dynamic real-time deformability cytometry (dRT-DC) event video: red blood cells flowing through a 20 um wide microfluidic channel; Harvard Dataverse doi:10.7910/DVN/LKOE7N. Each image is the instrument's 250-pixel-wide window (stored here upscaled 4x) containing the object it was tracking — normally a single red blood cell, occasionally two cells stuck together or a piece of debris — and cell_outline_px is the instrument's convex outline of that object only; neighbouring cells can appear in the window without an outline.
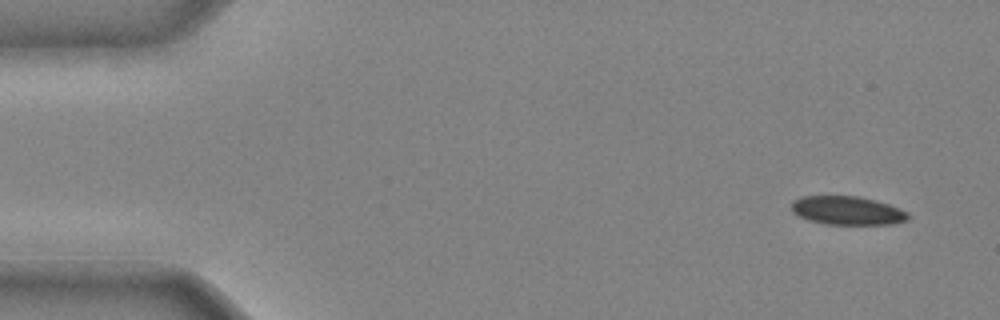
{"species": "common noctule bat (a hibernating species)", "species_latin": "Nyctalus noctula", "temperature_condition": "cold", "stored_images_in_passage": 41, "camera_frame_rate_fps": 3000, "um_per_image_px": 0.085, "animal": {"sex": "male", "body_mass_g": 20.4}, "frame": {"image": 1, "passage_image": 1, "time_ms": 0.0, "image_size_px": [1000, 320], "cell_outline_px": [[912, 216], [908, 220], [892, 224], [828, 224], [808, 220], [792, 212], [792, 200], [800, 196], [856, 196], [888, 204], [900, 208], [908, 212]], "centroid_in_image_um": [72.04, 17.9], "position_along_channel_um": 13.0, "area_um2": 19.42}}
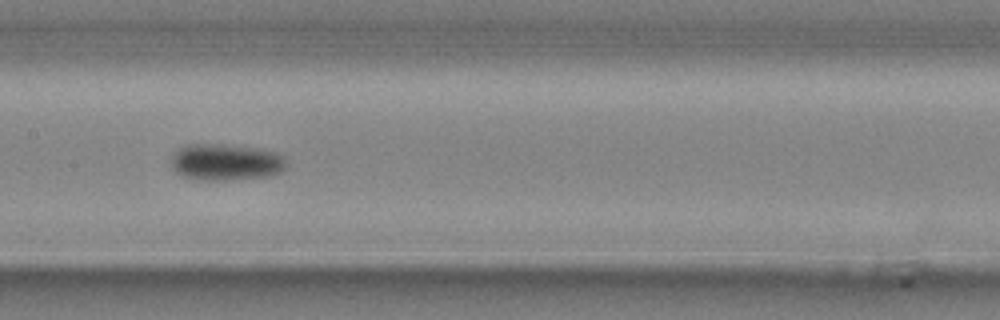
{"frame": {"image": 2, "passage_image": 20, "time_ms": 6.333, "image_size_px": [1000, 320], "cell_outline_px": [[288, 164], [280, 172], [268, 176], [224, 180], [200, 180], [180, 176], [172, 168], [172, 156], [184, 144], [224, 144], [260, 148], [276, 152], [284, 156]], "centroid_in_image_um": [19.2, 13.77], "position_along_channel_um": 188.2, "area_um2": 24.8}}
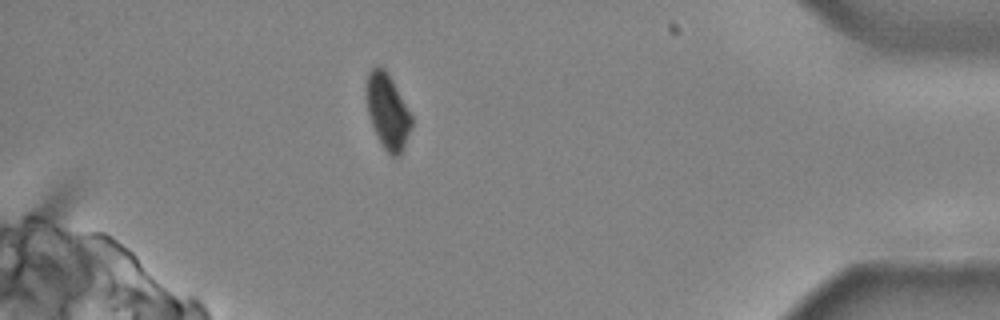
{"frame": {"image": 3, "passage_image": 37, "time_ms": 12.0, "image_size_px": [1000, 320], "cell_outline_px": [[412, 124], [400, 156], [392, 156], [384, 148], [372, 124], [368, 112], [368, 72], [376, 64], [380, 64], [388, 72], [412, 116]], "centroid_in_image_um": [32.97, 9.43], "position_along_channel_um": 402.2, "area_um2": 19.13}}